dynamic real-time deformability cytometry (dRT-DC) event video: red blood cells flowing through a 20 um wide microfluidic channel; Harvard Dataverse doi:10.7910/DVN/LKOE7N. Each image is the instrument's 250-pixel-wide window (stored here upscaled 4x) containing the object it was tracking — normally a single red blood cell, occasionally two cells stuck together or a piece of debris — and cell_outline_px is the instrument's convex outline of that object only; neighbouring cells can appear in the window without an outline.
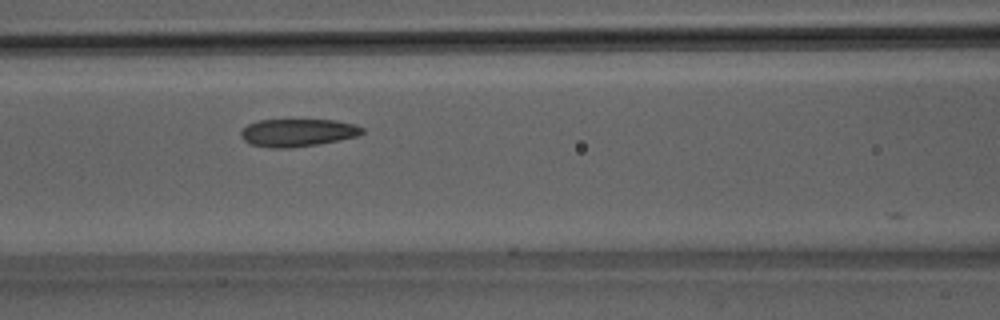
{"species": "Egyptian fruit bat (a non-hibernating species)", "species_latin": "Rousettus aegyptiacus", "temperature_condition": "room temperature", "stored_images_in_passage": 13, "camera_frame_rate_fps": 3000, "um_per_image_px": 0.085, "animal": {"sex": "male"}, "frame": {"image": 1, "passage_image": 9, "time_ms": 2.667, "image_size_px": [1000, 320], "cell_outline_px": [[364, 132], [356, 136], [340, 140], [320, 144], [292, 148], [268, 148], [252, 144], [244, 140], [240, 136], [240, 132], [248, 124], [256, 120], [336, 120], [356, 124], [364, 128]], "centroid_in_image_um": [25.31, 11.28], "position_along_channel_um": 141.3, "area_um2": 19.77}}
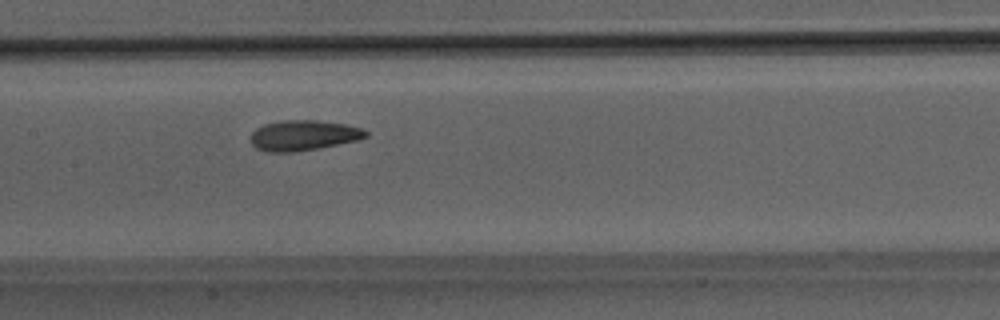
{"frame": {"image": 2, "passage_image": 12, "time_ms": 3.667, "image_size_px": [1000, 320], "cell_outline_px": [[368, 136], [360, 140], [320, 148], [296, 152], [268, 152], [256, 148], [252, 144], [252, 132], [256, 128], [264, 124], [284, 120], [316, 120], [344, 124], [364, 128], [368, 132]], "centroid_in_image_um": [25.84, 11.51], "position_along_channel_um": 181.6, "area_um2": 20.52}}